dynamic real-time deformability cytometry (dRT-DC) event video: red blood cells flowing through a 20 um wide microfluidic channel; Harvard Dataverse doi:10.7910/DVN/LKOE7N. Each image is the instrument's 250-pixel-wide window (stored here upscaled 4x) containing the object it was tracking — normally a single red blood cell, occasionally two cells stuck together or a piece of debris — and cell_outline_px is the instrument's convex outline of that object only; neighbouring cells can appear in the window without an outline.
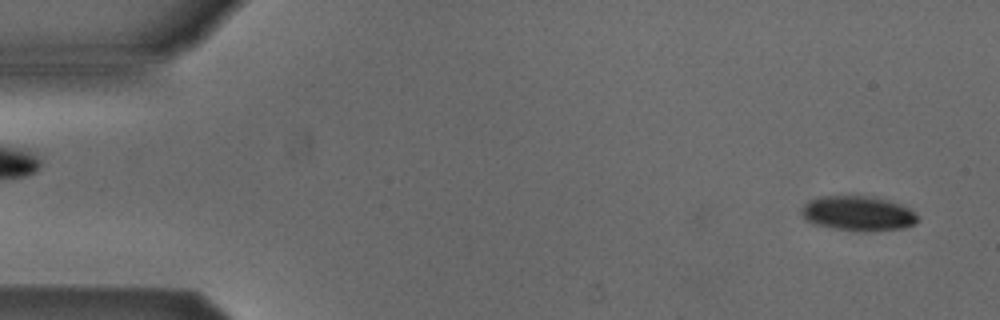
{"species": "Egyptian fruit bat (a non-hibernating species)", "species_latin": "Rousettus aegyptiacus", "temperature_condition": "cold", "stored_images_in_passage": 49, "camera_frame_rate_fps": 3000, "um_per_image_px": 0.085, "animal": {"sex": "male"}, "frame": {"image": 1, "passage_image": 2, "time_ms": 0.333, "image_size_px": [1000, 320], "cell_outline_px": [[916, 220], [912, 224], [904, 228], [864, 232], [836, 228], [816, 224], [808, 220], [800, 212], [800, 208], [808, 200], [820, 196], [872, 196], [888, 200], [900, 204], [908, 208], [916, 216]], "centroid_in_image_um": [72.89, 18.13], "position_along_channel_um": 12.1, "area_um2": 23.29}}
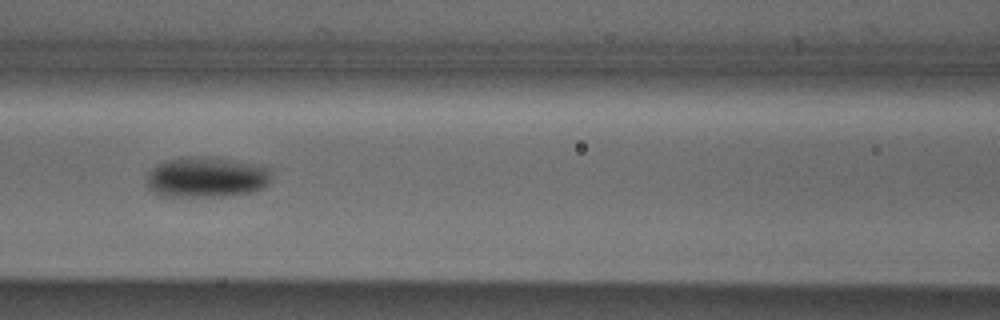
{"frame": {"image": 2, "passage_image": 22, "time_ms": 7.0, "image_size_px": [1000, 320], "cell_outline_px": [[272, 176], [268, 184], [264, 188], [256, 192], [224, 196], [168, 196], [152, 192], [148, 188], [148, 172], [156, 164], [168, 160], [188, 156], [208, 156], [252, 164], [268, 168], [272, 172]], "centroid_in_image_um": [17.57, 15.07], "position_along_channel_um": 149.0, "area_um2": 29.54}}
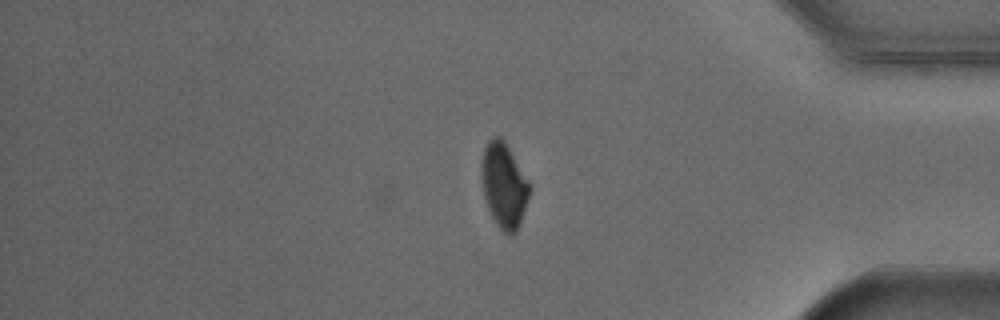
{"frame": {"image": 3, "passage_image": 43, "time_ms": 14.0, "image_size_px": [1000, 320], "cell_outline_px": [[528, 196], [520, 220], [516, 228], [512, 232], [504, 232], [496, 224], [488, 208], [484, 196], [480, 172], [480, 164], [484, 148], [488, 140], [496, 136], [500, 136], [504, 140], [528, 184]], "centroid_in_image_um": [42.75, 15.69], "position_along_channel_um": 392.4, "area_um2": 22.72}, "authors_computed_cell_mechanics": {"area_um2": 25.432, "velocity_mm_per_s": 3.8669, "shape_relaxation_time_tau1_ms": 5.227, "shape_relaxation_time_tau2_ms": null, "deformation_change_tau1": 0.1249, "deformation_change_tau2": null}}